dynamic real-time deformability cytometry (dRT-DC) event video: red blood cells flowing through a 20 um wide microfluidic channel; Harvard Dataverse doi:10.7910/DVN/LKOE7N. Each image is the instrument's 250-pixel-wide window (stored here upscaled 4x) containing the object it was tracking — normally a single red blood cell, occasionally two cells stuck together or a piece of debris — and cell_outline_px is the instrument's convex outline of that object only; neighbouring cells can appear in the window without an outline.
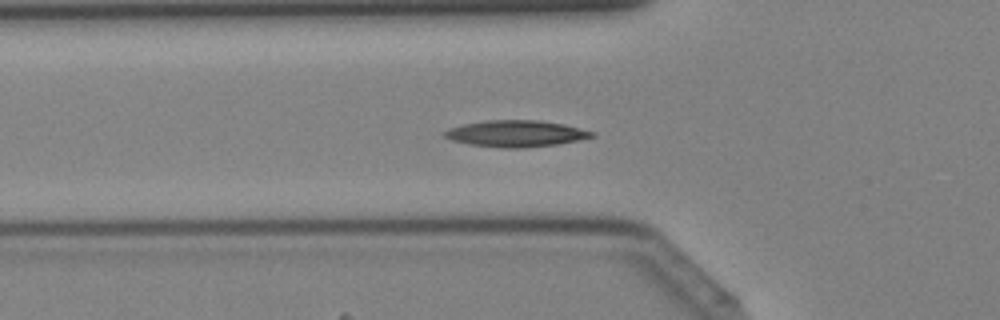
{"species": "Egyptian fruit bat (a non-hibernating species)", "species_latin": "Rousettus aegyptiacus", "temperature_condition": "cold", "stored_images_in_passage": 40, "camera_frame_rate_fps": 3000, "um_per_image_px": 0.085, "animal": {"sex": "female"}, "frame": {"image": 1, "passage_image": 11, "time_ms": 3.333, "image_size_px": [1000, 320], "cell_outline_px": [[596, 136], [556, 144], [524, 148], [500, 148], [468, 144], [452, 140], [444, 136], [444, 132], [448, 128], [464, 124], [484, 120], [540, 120], [564, 124], [596, 132]], "centroid_in_image_um": [43.85, 11.35], "position_along_channel_um": 81.9, "area_um2": 22.77}}
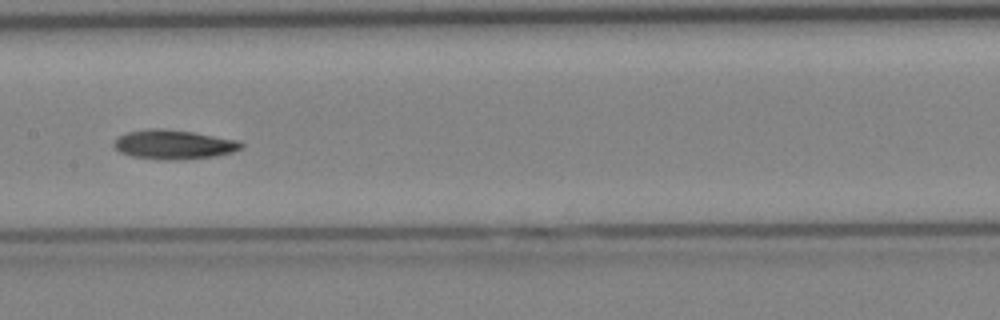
{"frame": {"image": 2, "passage_image": 18, "time_ms": 5.667, "image_size_px": [1000, 320], "cell_outline_px": [[244, 144], [240, 148], [232, 152], [216, 156], [176, 160], [160, 160], [132, 156], [120, 152], [112, 144], [124, 132], [148, 128], [164, 128], [192, 132], [240, 140]], "centroid_in_image_um": [14.76, 12.28], "position_along_channel_um": 192.6, "area_um2": 21.85}}
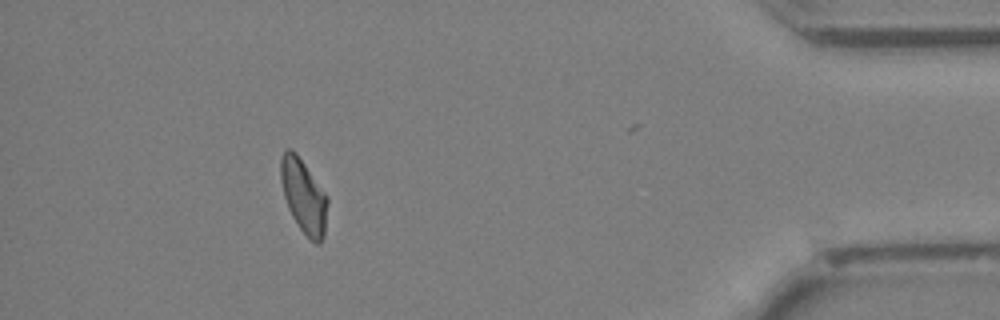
{"frame": {"image": 3, "passage_image": 35, "time_ms": 11.333, "image_size_px": [1000, 320], "cell_outline_px": [[328, 204], [324, 236], [320, 244], [316, 244], [300, 228], [292, 216], [288, 208], [284, 196], [280, 180], [280, 156], [284, 148], [292, 148], [296, 152], [328, 196]], "centroid_in_image_um": [25.8, 16.62], "position_along_channel_um": 409.4, "area_um2": 20.35}}